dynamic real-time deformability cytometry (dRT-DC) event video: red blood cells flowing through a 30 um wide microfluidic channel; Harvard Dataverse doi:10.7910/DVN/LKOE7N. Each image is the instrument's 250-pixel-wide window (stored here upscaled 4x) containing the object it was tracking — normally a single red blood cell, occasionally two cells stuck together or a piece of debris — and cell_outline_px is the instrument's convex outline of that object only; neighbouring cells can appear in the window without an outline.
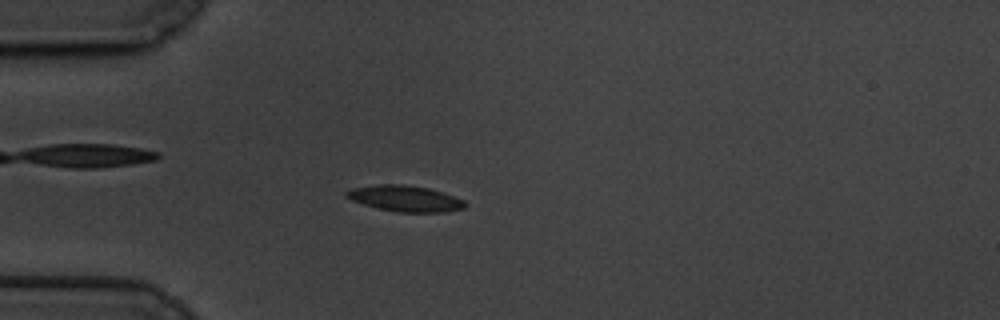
{"species": "common noctule bat (a hibernating species)", "species_latin": "Nyctalus noctula", "temperature_condition": "cold", "stored_images_in_passage": 48, "camera_frame_rate_fps": 3000, "um_per_image_px": 0.085, "animal": {"sex": "male", "body_mass_g": 19.5, "forearm_length_mm": 54.6}, "frame": {"image": 1, "passage_image": 5, "time_ms": 1.333, "image_size_px": [1000, 320], "cell_outline_px": [[468, 204], [464, 208], [444, 212], [396, 212], [364, 204], [352, 200], [344, 196], [344, 192], [352, 188], [380, 184], [404, 184], [428, 188], [444, 192], [464, 200]], "centroid_in_image_um": [34.46, 16.87], "position_along_channel_um": 50.5, "area_um2": 17.98}}
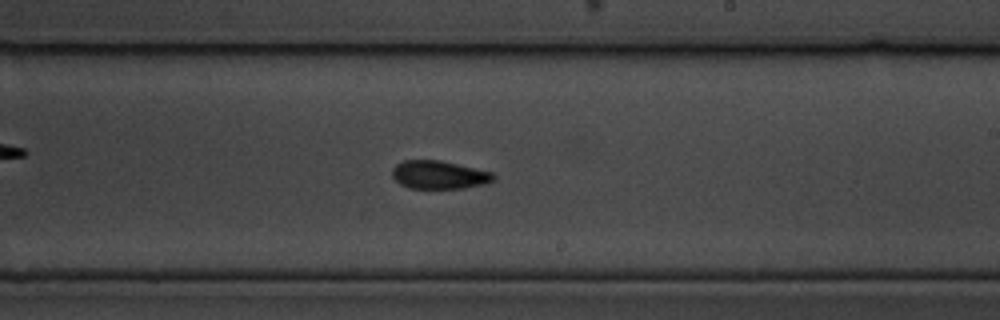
{"frame": {"image": 2, "passage_image": 24, "time_ms": 7.667, "image_size_px": [1000, 320], "cell_outline_px": [[496, 180], [488, 184], [464, 188], [408, 188], [400, 184], [392, 176], [392, 168], [396, 164], [404, 160], [440, 160], [492, 172], [496, 176]], "centroid_in_image_um": [37.35, 14.86], "position_along_channel_um": 251.7, "area_um2": 16.82}}
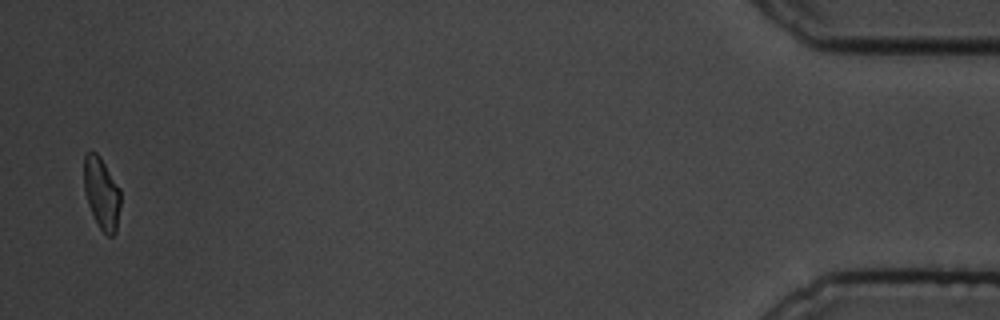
{"frame": {"image": 3, "passage_image": 47, "time_ms": 15.333, "image_size_px": [1000, 320], "cell_outline_px": [[120, 204], [116, 232], [112, 236], [108, 236], [100, 228], [88, 204], [84, 188], [84, 156], [88, 152], [96, 152], [100, 156], [120, 188]], "centroid_in_image_um": [8.64, 16.4], "position_along_channel_um": 426.6, "area_um2": 15.14}, "authors_computed_cell_mechanics": {"area_um2": 16.8487, "velocity_mm_per_s": 3.377, "shape_relaxation_time_tau1_ms": 2.7162, "shape_relaxation_time_tau2_ms": 6.2721, "deformation_change_tau1": 0.1091, "deformation_change_tau2": 0.1213}}